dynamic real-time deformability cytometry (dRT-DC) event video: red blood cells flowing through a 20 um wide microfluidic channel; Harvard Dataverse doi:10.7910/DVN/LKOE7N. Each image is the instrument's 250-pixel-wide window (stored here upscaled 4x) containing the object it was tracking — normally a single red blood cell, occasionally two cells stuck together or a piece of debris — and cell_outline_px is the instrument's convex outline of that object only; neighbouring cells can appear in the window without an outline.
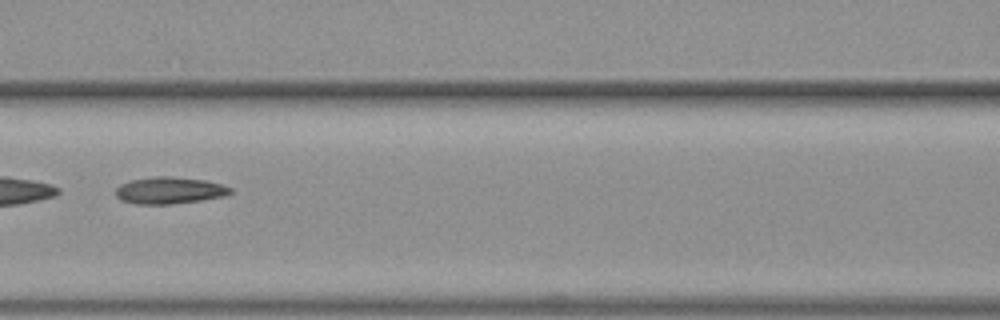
{"species": "common noctule bat (a hibernating species)", "species_latin": "Nyctalus noctula", "temperature_condition": "warm", "stored_images_in_passage": 35, "camera_frame_rate_fps": 3000, "um_per_image_px": 0.085, "animal": {"sex": "female", "body_mass_g": 19.3, "forearm_length_mm": 54.1}, "frame": {"image": 1, "passage_image": 11, "time_ms": 3.333, "image_size_px": [1000, 320], "cell_outline_px": [[232, 192], [224, 196], [200, 200], [168, 204], [136, 204], [120, 200], [116, 196], [116, 188], [120, 184], [132, 180], [156, 176], [172, 176], [204, 180], [220, 184], [232, 188]], "centroid_in_image_um": [14.38, 16.18], "position_along_channel_um": 152.2, "area_um2": 17.8}}
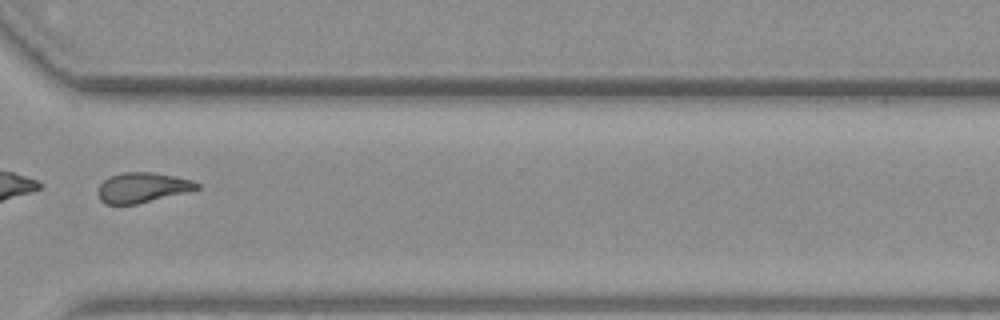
{"frame": {"image": 2, "passage_image": 25, "time_ms": 8.0, "image_size_px": [1000, 320], "cell_outline_px": [[200, 188], [136, 204], [104, 204], [100, 200], [96, 192], [100, 184], [108, 176], [124, 172], [152, 172], [176, 176], [192, 180], [200, 184]], "centroid_in_image_um": [12.05, 15.93], "position_along_channel_um": 358.5, "area_um2": 17.28}}